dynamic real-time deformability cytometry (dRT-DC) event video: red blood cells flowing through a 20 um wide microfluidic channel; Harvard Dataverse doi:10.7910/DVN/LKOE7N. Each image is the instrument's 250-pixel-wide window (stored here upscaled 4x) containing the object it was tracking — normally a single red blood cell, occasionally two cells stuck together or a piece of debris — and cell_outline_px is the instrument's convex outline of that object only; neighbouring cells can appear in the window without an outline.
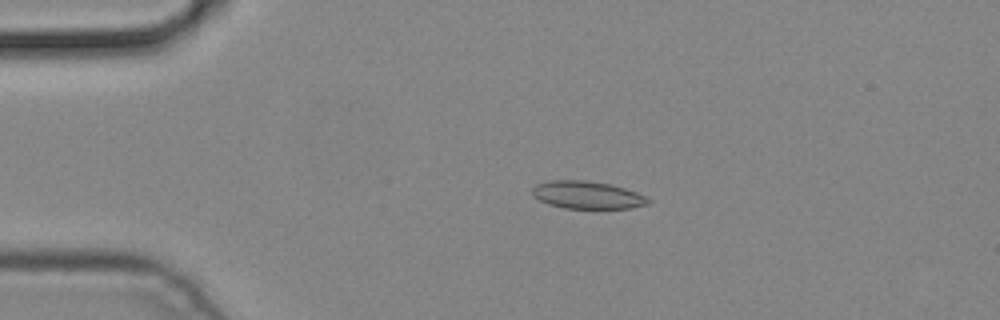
{"species": "common noctule bat (a hibernating species)", "species_latin": "Nyctalus noctula", "temperature_condition": "cold", "stored_images_in_passage": 3, "camera_frame_rate_fps": 3000, "um_per_image_px": 0.085, "animal": {"sex": "male", "body_mass_g": 19.2, "forearm_length_mm": 51.8}, "frame": {"image": 1, "passage_image": 2, "time_ms": 0.333, "image_size_px": [1000, 320], "cell_outline_px": [[652, 200], [648, 204], [628, 208], [564, 208], [548, 204], [532, 196], [532, 188], [536, 184], [548, 180], [584, 180], [612, 184], [648, 196]], "centroid_in_image_um": [49.91, 16.56], "position_along_channel_um": 35.1, "area_um2": 18.79}}